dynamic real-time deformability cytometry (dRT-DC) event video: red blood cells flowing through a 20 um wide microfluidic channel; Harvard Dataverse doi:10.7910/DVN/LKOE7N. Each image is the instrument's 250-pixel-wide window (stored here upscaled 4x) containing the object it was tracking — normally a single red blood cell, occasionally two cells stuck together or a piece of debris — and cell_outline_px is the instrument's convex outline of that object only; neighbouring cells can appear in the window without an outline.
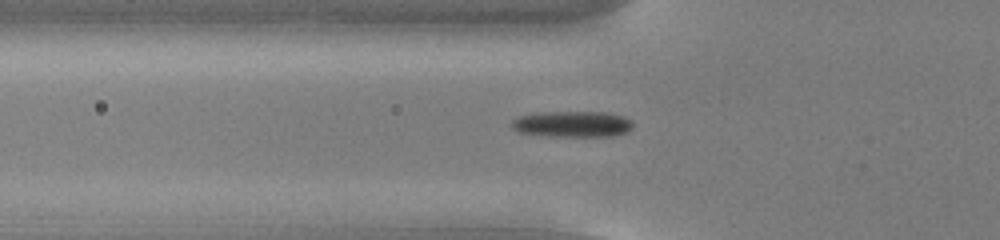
{"species": "common noctule bat (a hibernating species)", "species_latin": "Nyctalus noctula", "temperature_condition": "cold", "stored_images_in_passage": 56, "camera_frame_rate_fps": 3000, "um_per_image_px": 0.085, "animal": {"sex": "male", "body_mass_g": 13.0, "forearm_length_mm": 53.1}, "frame": {"image": 1, "passage_image": 20, "time_ms": 6.333, "image_size_px": [1000, 240], "cell_outline_px": [[632, 128], [628, 132], [612, 136], [548, 136], [516, 132], [512, 128], [512, 120], [520, 116], [544, 112], [604, 112], [624, 116], [632, 120]], "centroid_in_image_um": [48.67, 10.55], "position_along_channel_um": 77.1, "area_um2": 18.44}}
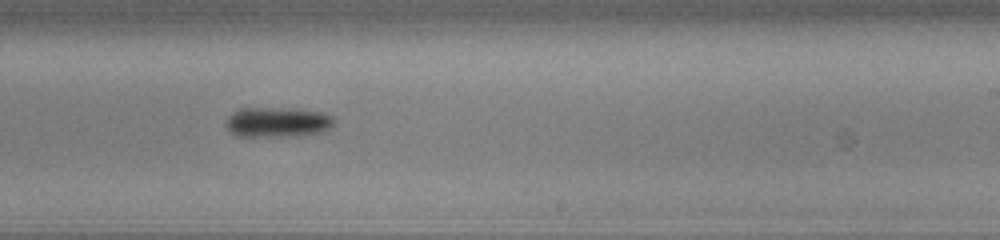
{"frame": {"image": 2, "passage_image": 35, "time_ms": 11.333, "image_size_px": [1000, 240], "cell_outline_px": [[336, 120], [324, 132], [296, 136], [236, 136], [224, 124], [228, 116], [232, 112], [240, 108], [264, 108], [320, 112], [332, 116]], "centroid_in_image_um": [23.55, 10.4], "position_along_channel_um": 265.5, "area_um2": 18.61}}
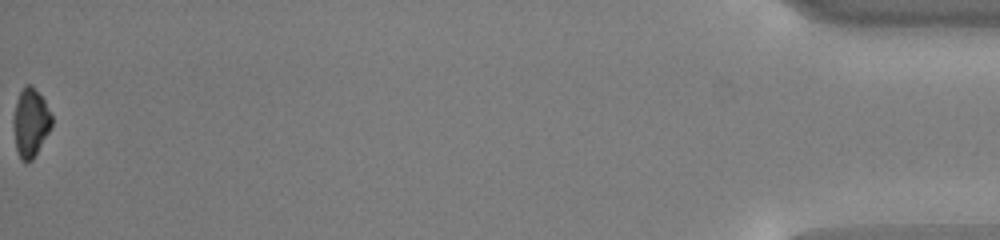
{"frame": {"image": 3, "passage_image": 56, "time_ms": 18.333, "image_size_px": [1000, 240], "cell_outline_px": [[52, 124], [48, 132], [32, 160], [24, 164], [20, 160], [16, 152], [12, 120], [12, 116], [20, 92], [24, 84], [32, 84], [44, 100], [52, 116]], "centroid_in_image_um": [2.56, 10.44], "position_along_channel_um": 432.6, "area_um2": 15.43}, "authors_computed_cell_mechanics": {"area_um2": 17.3689, "velocity_mm_per_s": 3.764, "shape_relaxation_time_tau1_ms": 2.1019, "shape_relaxation_time_tau2_ms": null, "deformation_change_tau1": 0.0943, "deformation_change_tau2": null}}